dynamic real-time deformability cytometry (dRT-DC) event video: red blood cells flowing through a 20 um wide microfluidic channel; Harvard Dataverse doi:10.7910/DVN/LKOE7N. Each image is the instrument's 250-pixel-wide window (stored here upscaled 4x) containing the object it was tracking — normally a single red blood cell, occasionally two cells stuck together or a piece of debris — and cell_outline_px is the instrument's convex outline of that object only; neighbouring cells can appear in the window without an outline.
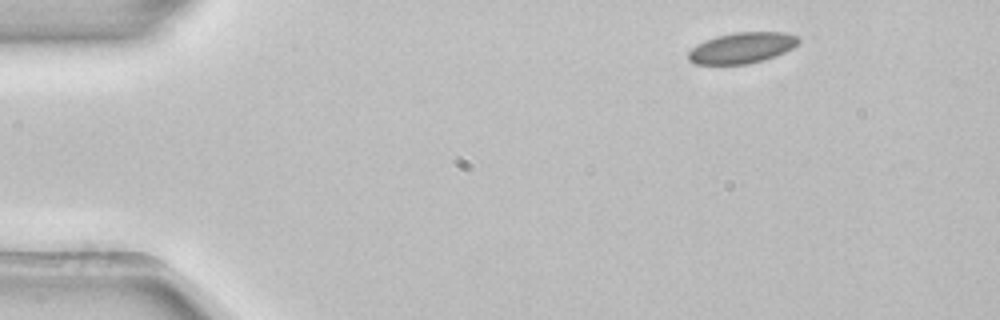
{"species": "common noctule bat (a hibernating species)", "species_latin": "Nyctalus noctula", "temperature_condition": "room temperature", "stored_images_in_passage": 6, "segment_of_instrument_passage": [2, 2], "camera_frame_rate_fps": 3000, "um_per_image_px": 0.085, "animal": {"sex": "female", "body_mass_g": 22.7, "forearm_length_mm": 54.2}, "frame": {"image": 1, "passage_image": 6, "time_ms": 1.667, "image_size_px": [1000, 320], "cell_outline_px": [[800, 40], [792, 48], [784, 52], [764, 60], [748, 64], [696, 64], [688, 60], [688, 52], [696, 44], [704, 40], [716, 36], [736, 32], [784, 32], [800, 36]], "centroid_in_image_um": [63.05, 4.06], "position_along_channel_um": 21.9, "area_um2": 19.88}}